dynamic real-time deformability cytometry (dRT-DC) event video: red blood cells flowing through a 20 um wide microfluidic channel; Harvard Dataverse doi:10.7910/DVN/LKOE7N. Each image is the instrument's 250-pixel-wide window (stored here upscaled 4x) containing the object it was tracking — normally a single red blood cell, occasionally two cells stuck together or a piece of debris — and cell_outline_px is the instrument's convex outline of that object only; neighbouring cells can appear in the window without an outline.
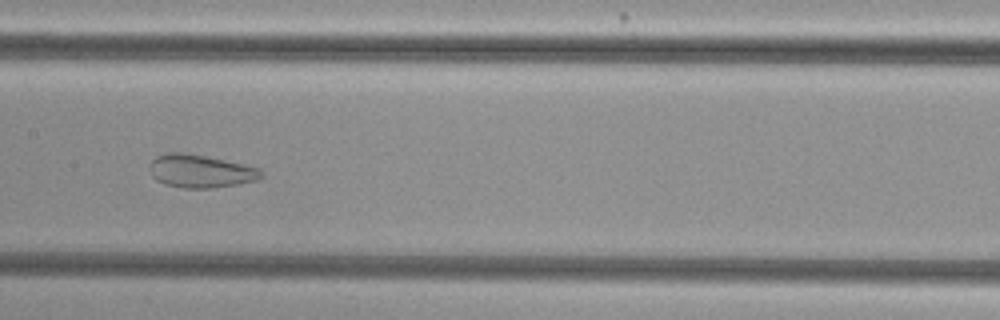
{"species": "common noctule bat (a hibernating species)", "species_latin": "Nyctalus noctula", "temperature_condition": "cold", "stored_images_in_passage": 52, "camera_frame_rate_fps": 3000, "um_per_image_px": 0.085, "animal": {"sex": "female", "body_mass_g": 29.2, "forearm_length_mm": 56.3}, "frame": {"image": 1, "passage_image": 26, "time_ms": 8.333, "image_size_px": [1000, 320], "cell_outline_px": [[264, 176], [260, 180], [212, 188], [184, 188], [164, 184], [156, 180], [152, 176], [148, 164], [156, 156], [168, 152], [180, 152], [204, 156], [244, 164], [260, 168], [264, 172]], "centroid_in_image_um": [17.06, 14.55], "position_along_channel_um": 190.3, "area_um2": 21.62}}
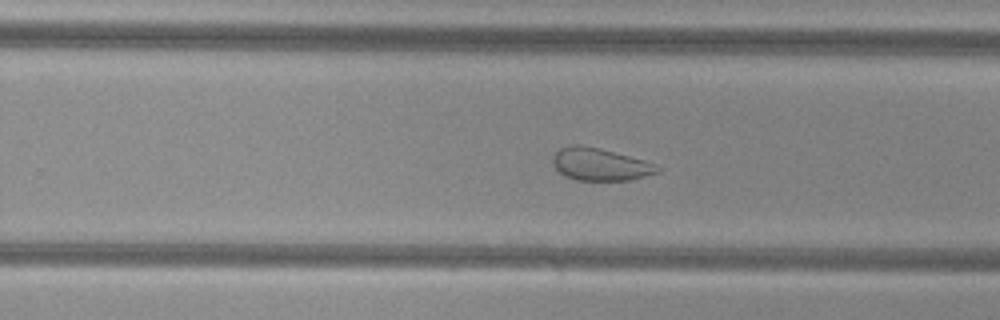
{"frame": {"image": 2, "passage_image": 33, "time_ms": 10.667, "image_size_px": [1000, 320], "cell_outline_px": [[664, 168], [660, 172], [632, 180], [576, 180], [564, 176], [552, 164], [552, 156], [560, 148], [572, 144], [580, 144], [600, 148], [644, 160]], "centroid_in_image_um": [51.02, 13.97], "position_along_channel_um": 278.8, "area_um2": 20.0}}
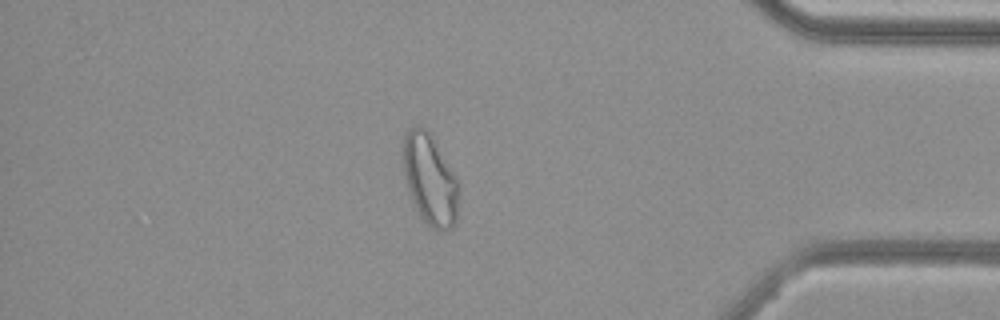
{"frame": {"image": 3, "passage_image": 45, "time_ms": 14.667, "image_size_px": [1000, 320], "cell_outline_px": [[460, 192], [456, 220], [452, 228], [448, 232], [436, 232], [420, 216], [412, 200], [408, 188], [404, 172], [400, 152], [400, 144], [408, 128], [416, 124], [420, 124], [428, 132], [456, 176], [460, 184]], "centroid_in_image_um": [36.53, 15.27], "position_along_channel_um": 398.7, "area_um2": 30.11}, "authors_computed_cell_mechanics": {"area_um2": 29.9404, "velocity_mm_per_s": 3.7986, "shape_relaxation_time_tau1_ms": null, "shape_relaxation_time_tau2_ms": 1.5401, "deformation_change_tau1": null, "deformation_change_tau2": 0.0849}}